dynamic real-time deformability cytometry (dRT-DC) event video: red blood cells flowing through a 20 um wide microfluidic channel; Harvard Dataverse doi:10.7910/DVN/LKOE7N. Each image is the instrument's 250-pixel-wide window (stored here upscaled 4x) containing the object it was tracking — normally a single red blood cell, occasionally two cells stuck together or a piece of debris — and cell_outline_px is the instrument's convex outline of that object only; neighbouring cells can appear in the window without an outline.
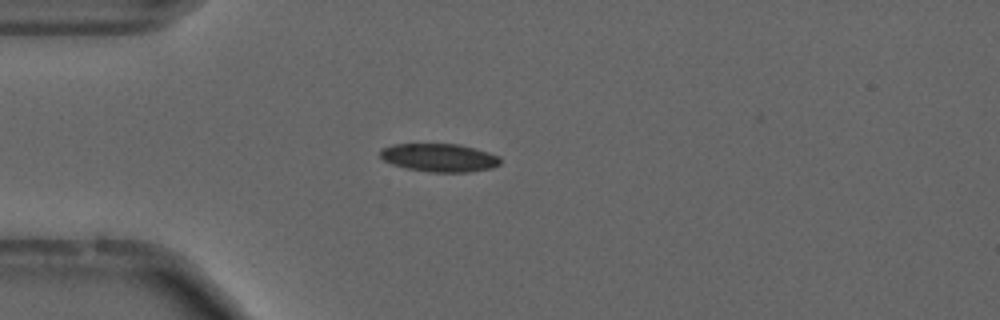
{"species": "common noctule bat (a hibernating species)", "species_latin": "Nyctalus noctula", "temperature_condition": "cold", "stored_images_in_passage": 47, "camera_frame_rate_fps": 3000, "um_per_image_px": 0.085, "animal": {"sex": "male", "forearm_length_mm": 52.5}, "frame": {"image": 1, "passage_image": 14, "time_ms": 4.333, "image_size_px": [1000, 320], "cell_outline_px": [[500, 164], [492, 168], [468, 172], [428, 172], [408, 168], [392, 164], [384, 160], [380, 156], [380, 148], [392, 144], [460, 144], [476, 148], [500, 156]], "centroid_in_image_um": [37.35, 13.39], "position_along_channel_um": 47.7, "area_um2": 19.83}, "authors_computed_cell_mechanics": {"area_um2": 18.9006, "velocity_mm_per_s": 3.7089, "shape_relaxation_time_tau1_ms": null, "shape_relaxation_time_tau2_ms": 3.7009, "deformation_change_tau1": null, "deformation_change_tau2": 0.0825}}